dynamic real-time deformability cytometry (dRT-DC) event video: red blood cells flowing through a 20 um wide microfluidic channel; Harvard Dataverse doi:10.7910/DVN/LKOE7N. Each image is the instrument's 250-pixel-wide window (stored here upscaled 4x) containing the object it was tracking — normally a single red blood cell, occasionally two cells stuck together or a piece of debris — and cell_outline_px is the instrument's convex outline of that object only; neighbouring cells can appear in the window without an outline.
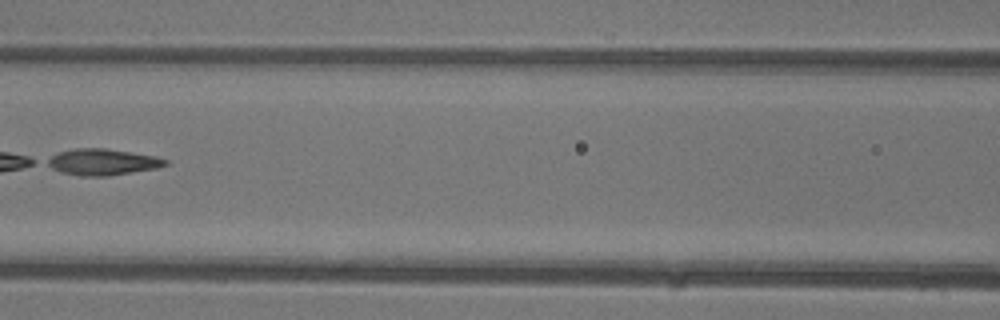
{"species": "common noctule bat (a hibernating species)", "species_latin": "Nyctalus noctula", "temperature_condition": "warm", "stored_images_in_passage": 6, "camera_frame_rate_fps": 3000, "um_per_image_px": 0.085, "animal": {"sex": "female"}, "frame": {"image": 1, "passage_image": 6, "time_ms": 6.667, "image_size_px": [1000, 320], "cell_outline_px": [[168, 164], [160, 168], [108, 176], [80, 176], [60, 172], [44, 164], [44, 160], [60, 152], [76, 148], [104, 148], [156, 156], [168, 160]], "centroid_in_image_um": [8.71, 13.78], "position_along_channel_um": 157.9, "area_um2": 18.26}}